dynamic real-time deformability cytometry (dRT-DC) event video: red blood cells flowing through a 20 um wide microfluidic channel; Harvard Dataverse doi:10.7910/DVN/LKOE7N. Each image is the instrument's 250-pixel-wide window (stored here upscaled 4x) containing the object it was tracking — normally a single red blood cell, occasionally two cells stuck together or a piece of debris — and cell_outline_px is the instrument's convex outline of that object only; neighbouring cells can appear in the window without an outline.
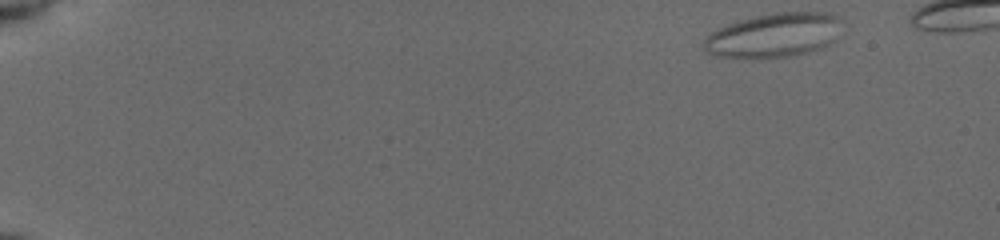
{"species": "common noctule bat (a hibernating species)", "species_latin": "Nyctalus noctula", "temperature_condition": "cold", "stored_images_in_passage": 48, "camera_frame_rate_fps": 3000, "um_per_image_px": 0.085, "animal": {"sex": "female", "body_mass_g": 19.5, "forearm_length_mm": 54.1}, "frame": {"image": 1, "passage_image": 1, "time_ms": 0.0, "image_size_px": [1000, 240], "cell_outline_px": [[832, 40], [820, 48], [804, 52], [784, 56], [720, 56], [708, 52], [704, 48], [704, 40], [712, 32], [720, 28], [744, 20], [760, 16], [780, 12], [824, 12], [832, 16]], "centroid_in_image_um": [65.64, 2.99], "position_along_channel_um": 19.4, "area_um2": 32.71}}
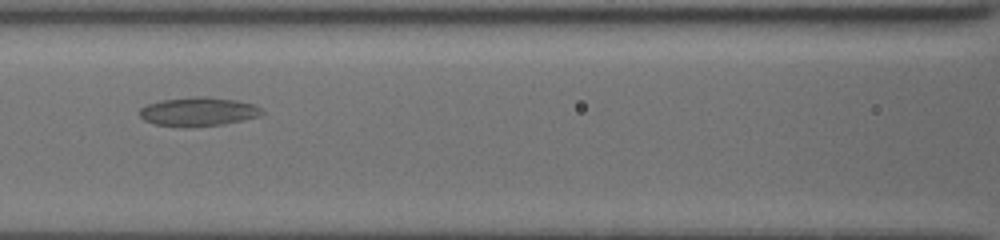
{"frame": {"image": 2, "passage_image": 23, "time_ms": 7.333, "image_size_px": [1000, 240], "cell_outline_px": [[264, 112], [256, 116], [240, 120], [220, 124], [156, 124], [144, 120], [140, 116], [140, 108], [148, 104], [164, 100], [192, 96], [208, 96], [236, 100], [252, 104], [260, 108]], "centroid_in_image_um": [16.85, 9.43], "position_along_channel_um": 149.7, "area_um2": 19.42}}
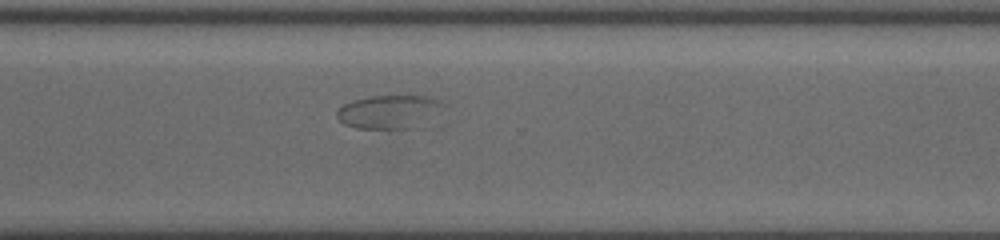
{"frame": {"image": 3, "passage_image": 38, "time_ms": 12.333, "image_size_px": [1000, 240], "cell_outline_px": [[444, 104], [408, 128], [356, 128], [344, 124], [336, 116], [336, 112], [344, 104], [352, 100], [372, 96], [428, 96], [440, 100]], "centroid_in_image_um": [32.89, 9.47], "position_along_channel_um": 337.7, "area_um2": 19.54}}